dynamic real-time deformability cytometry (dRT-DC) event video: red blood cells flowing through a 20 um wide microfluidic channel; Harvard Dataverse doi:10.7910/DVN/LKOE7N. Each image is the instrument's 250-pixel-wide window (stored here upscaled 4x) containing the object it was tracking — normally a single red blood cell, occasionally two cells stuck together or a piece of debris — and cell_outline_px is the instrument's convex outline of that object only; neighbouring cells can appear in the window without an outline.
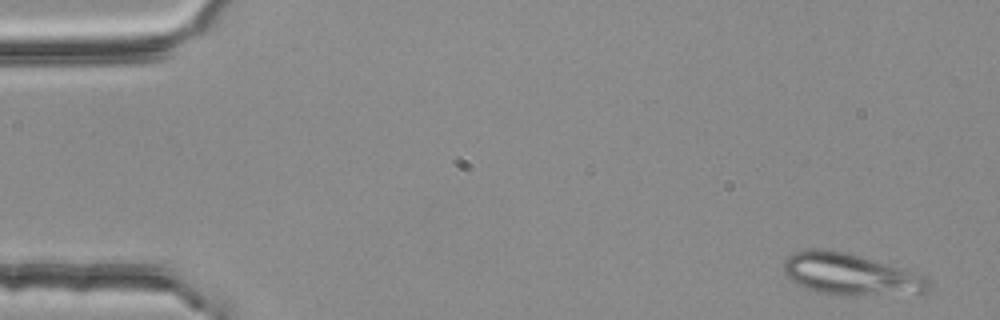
{"species": "common noctule bat (a hibernating species)", "species_latin": "Nyctalus noctula", "temperature_condition": "room temperature", "stored_images_in_passage": 5, "camera_frame_rate_fps": 3000, "um_per_image_px": 0.085, "animal": {"sex": "female", "body_mass_g": 25.1}, "frame": {"image": 1, "passage_image": 1, "time_ms": 0.0, "image_size_px": [1000, 320], "cell_outline_px": [[932, 284], [928, 292], [848, 296], [836, 296], [816, 292], [804, 288], [784, 276], [784, 260], [792, 252], [808, 248], [824, 248], [848, 252], [924, 276]], "centroid_in_image_um": [72.2, 23.32], "position_along_channel_um": 12.8, "area_um2": 35.43}}